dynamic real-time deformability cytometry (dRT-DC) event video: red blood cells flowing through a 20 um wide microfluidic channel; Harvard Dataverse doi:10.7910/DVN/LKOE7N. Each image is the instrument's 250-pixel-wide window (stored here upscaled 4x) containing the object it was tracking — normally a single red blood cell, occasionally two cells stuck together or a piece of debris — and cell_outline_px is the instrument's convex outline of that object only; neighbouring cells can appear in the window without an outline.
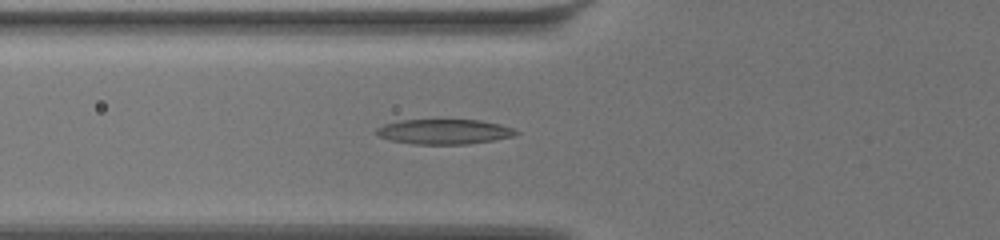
{"species": "common noctule bat (a hibernating species)", "species_latin": "Nyctalus noctula", "temperature_condition": "warm", "stored_images_in_passage": 46, "camera_frame_rate_fps": 3000, "um_per_image_px": 0.085, "animal": {"sex": "female", "body_mass_g": 19.5, "forearm_length_mm": 54.1}, "frame": {"image": 1, "passage_image": 9, "time_ms": 2.667, "image_size_px": [1000, 240], "cell_outline_px": [[520, 132], [512, 136], [492, 140], [468, 144], [412, 144], [388, 140], [376, 136], [376, 128], [384, 124], [400, 120], [480, 120], [500, 124], [512, 128]], "centroid_in_image_um": [37.69, 11.19], "position_along_channel_um": 88.1, "area_um2": 20.35}}
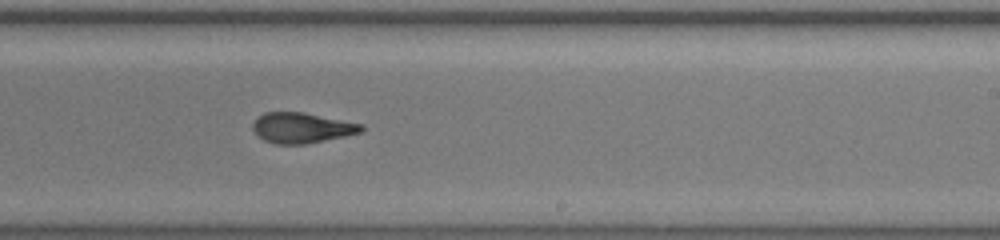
{"frame": {"image": 2, "passage_image": 24, "time_ms": 7.667, "image_size_px": [1000, 240], "cell_outline_px": [[364, 128], [360, 132], [344, 136], [304, 144], [276, 144], [264, 140], [252, 128], [252, 124], [264, 112], [304, 112], [364, 124]], "centroid_in_image_um": [25.67, 10.85], "position_along_channel_um": 263.3, "area_um2": 19.02}}
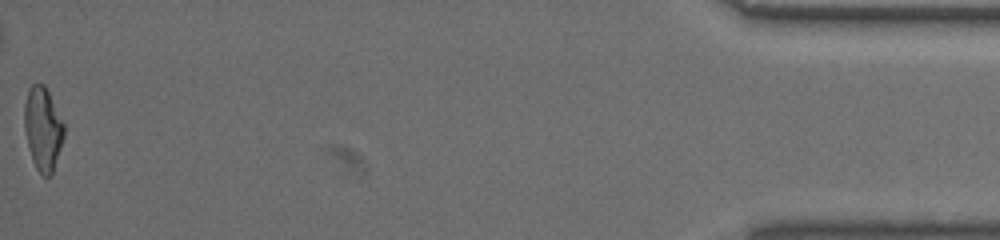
{"frame": {"image": 3, "passage_image": 46, "time_ms": 15.0, "image_size_px": [1000, 240], "cell_outline_px": [[64, 136], [52, 176], [44, 176], [36, 168], [32, 160], [24, 128], [24, 104], [28, 88], [32, 84], [44, 84], [64, 124]], "centroid_in_image_um": [3.64, 10.95], "position_along_channel_um": 431.6, "area_um2": 19.13}, "authors_computed_cell_mechanics": {"area_um2": 19.5942, "velocity_mm_per_s": 3.4931, "shape_relaxation_time_tau1_ms": 7.4764, "shape_relaxation_time_tau2_ms": 2.3882, "deformation_change_tau1": 0.2547, "deformation_change_tau2": 0.1019}}